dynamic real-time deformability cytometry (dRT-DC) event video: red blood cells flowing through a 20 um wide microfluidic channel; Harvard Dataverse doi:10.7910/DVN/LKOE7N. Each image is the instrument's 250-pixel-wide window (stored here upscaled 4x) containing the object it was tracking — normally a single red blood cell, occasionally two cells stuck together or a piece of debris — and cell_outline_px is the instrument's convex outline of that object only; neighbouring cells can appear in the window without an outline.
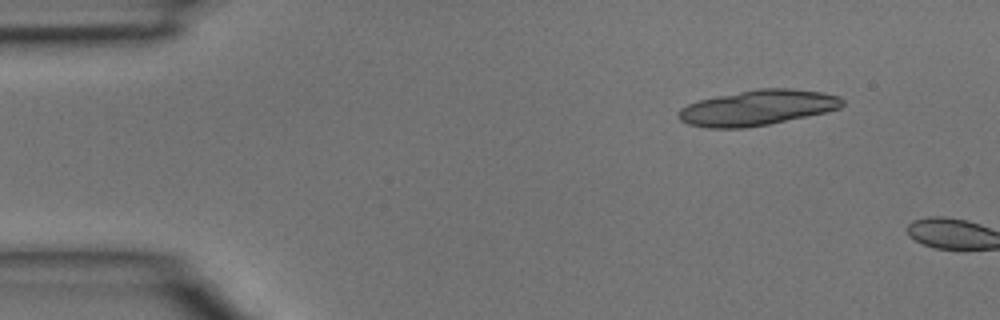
{"species": "common noctule bat (a hibernating species)", "species_latin": "Nyctalus noctula", "temperature_condition": "room temperature", "stored_images_in_passage": 2, "camera_frame_rate_fps": 3000, "um_per_image_px": 0.085, "animal": {"sex": "male", "body_mass_g": 15.6}, "frame": {"image": 1, "passage_image": 1, "time_ms": 0.0, "image_size_px": [1000, 320], "cell_outline_px": [[844, 104], [840, 108], [824, 112], [768, 124], [744, 128], [708, 128], [688, 124], [680, 120], [680, 108], [688, 104], [700, 100], [716, 96], [760, 88], [792, 88], [820, 92], [840, 96], [844, 100]], "centroid_in_image_um": [64.4, 9.15], "position_along_channel_um": 20.6, "area_um2": 33.41}}